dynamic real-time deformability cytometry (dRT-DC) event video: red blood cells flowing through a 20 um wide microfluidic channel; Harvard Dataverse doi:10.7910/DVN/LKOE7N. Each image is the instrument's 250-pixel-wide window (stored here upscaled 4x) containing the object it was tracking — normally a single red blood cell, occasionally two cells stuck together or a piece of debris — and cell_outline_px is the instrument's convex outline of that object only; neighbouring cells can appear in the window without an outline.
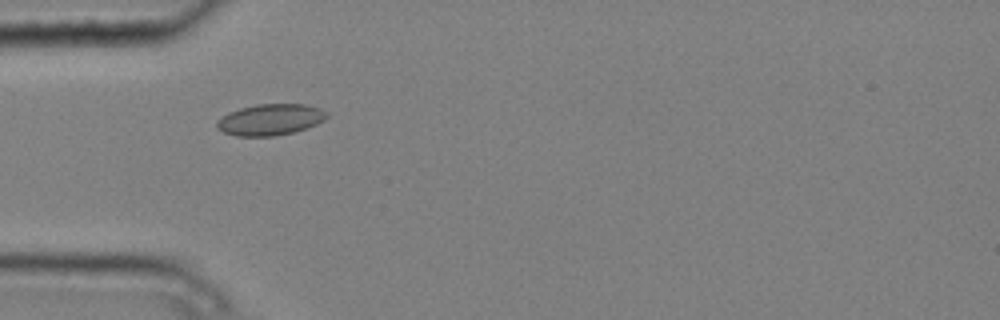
{"species": "common noctule bat (a hibernating species)", "species_latin": "Nyctalus noctula", "temperature_condition": "cold", "stored_images_in_passage": 2, "camera_frame_rate_fps": 3000, "um_per_image_px": 0.085, "animal": {"sex": "male", "body_mass_g": 20.4}, "frame": {"image": 1, "passage_image": 1, "time_ms": 0.0, "image_size_px": [1000, 320], "cell_outline_px": [[328, 116], [324, 120], [316, 124], [292, 132], [272, 136], [236, 136], [224, 132], [216, 128], [216, 120], [228, 112], [240, 108], [256, 104], [308, 104], [320, 108], [328, 112]], "centroid_in_image_um": [22.95, 10.15], "position_along_channel_um": 62.0, "area_um2": 20.06}}
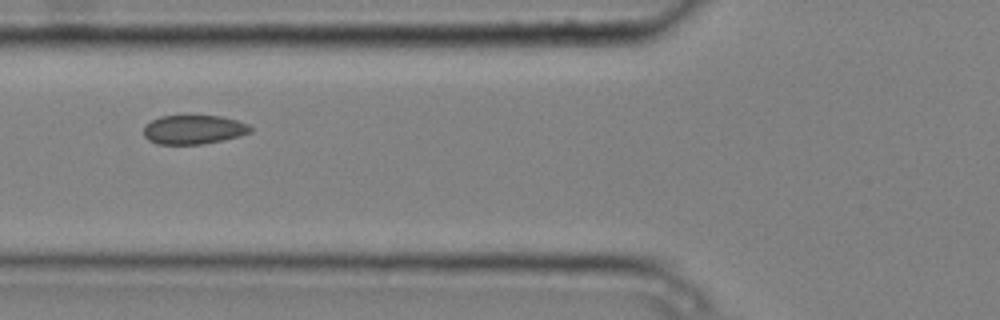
{"frame": {"image": 2, "passage_image": 2, "time_ms": 0.333, "image_size_px": [1000, 320], "cell_outline_px": [[252, 132], [240, 136], [224, 140], [204, 144], [156, 144], [148, 140], [144, 136], [144, 124], [160, 116], [220, 116], [236, 120], [248, 124], [252, 128]], "centroid_in_image_um": [16.45, 11.02], "position_along_channel_um": 109.3, "area_um2": 18.21}}